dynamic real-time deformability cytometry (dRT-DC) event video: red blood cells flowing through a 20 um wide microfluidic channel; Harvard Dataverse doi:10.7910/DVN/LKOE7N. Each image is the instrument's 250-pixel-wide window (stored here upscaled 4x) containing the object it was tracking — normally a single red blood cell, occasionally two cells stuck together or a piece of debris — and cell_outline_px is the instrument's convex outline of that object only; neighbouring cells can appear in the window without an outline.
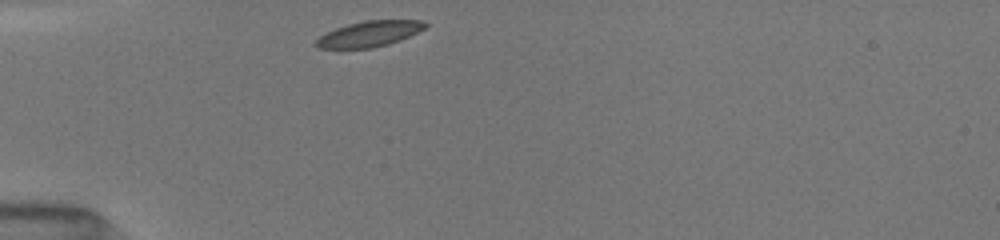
{"species": "common noctule bat (a hibernating species)", "species_latin": "Nyctalus noctula", "temperature_condition": "room temperature", "stored_images_in_passage": 20, "camera_frame_rate_fps": 3000, "um_per_image_px": 0.085, "animal": {"sex": "female", "body_mass_g": 19.5, "forearm_length_mm": 54.1}, "frame": {"image": 1, "passage_image": 1, "time_ms": 0.0, "image_size_px": [1000, 240], "cell_outline_px": [[428, 24], [424, 28], [400, 40], [388, 44], [372, 48], [316, 48], [316, 40], [320, 36], [336, 28], [348, 24], [364, 20], [424, 20]], "centroid_in_image_um": [31.4, 2.87], "position_along_channel_um": 53.6, "area_um2": 16.13}}
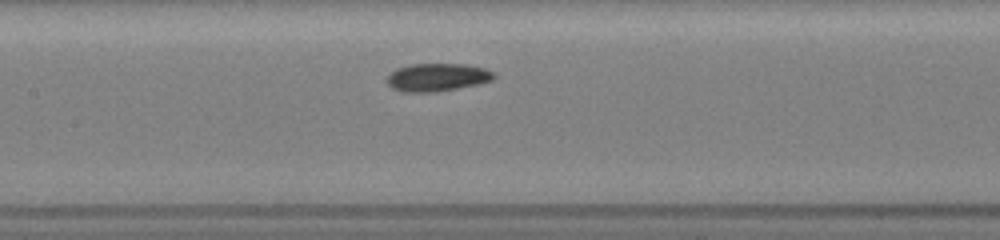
{"frame": {"image": 2, "passage_image": 9, "time_ms": 3.333, "image_size_px": [1000, 240], "cell_outline_px": [[496, 76], [492, 80], [480, 84], [436, 92], [404, 92], [392, 88], [384, 80], [396, 68], [408, 64], [468, 64], [484, 68], [496, 72]], "centroid_in_image_um": [37.18, 6.56], "position_along_channel_um": 170.2, "area_um2": 17.69}}
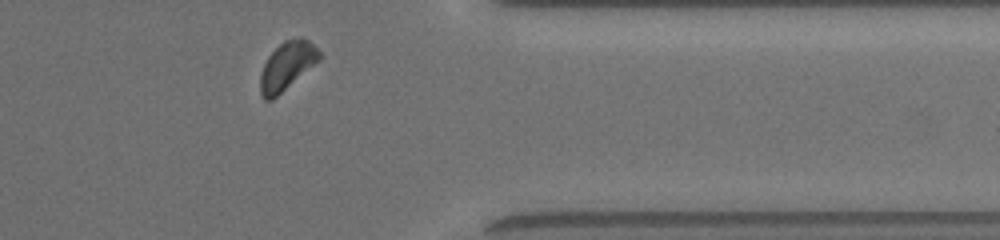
{"frame": {"image": 3, "passage_image": 17, "time_ms": 9.0, "image_size_px": [1000, 240], "cell_outline_px": [[324, 56], [320, 60], [272, 100], [264, 100], [260, 92], [260, 76], [264, 64], [268, 56], [284, 40], [300, 36], [308, 40], [320, 48]], "centroid_in_image_um": [24.44, 5.57], "position_along_channel_um": 387.0, "area_um2": 16.76}, "authors_computed_cell_mechanics": {"area_um2": 17.0221, "velocity_mm_per_s": 4.0013, "shape_relaxation_time_tau1_ms": 1.5407, "shape_relaxation_time_tau2_ms": null, "deformation_change_tau1": 0.0605, "deformation_change_tau2": null}}